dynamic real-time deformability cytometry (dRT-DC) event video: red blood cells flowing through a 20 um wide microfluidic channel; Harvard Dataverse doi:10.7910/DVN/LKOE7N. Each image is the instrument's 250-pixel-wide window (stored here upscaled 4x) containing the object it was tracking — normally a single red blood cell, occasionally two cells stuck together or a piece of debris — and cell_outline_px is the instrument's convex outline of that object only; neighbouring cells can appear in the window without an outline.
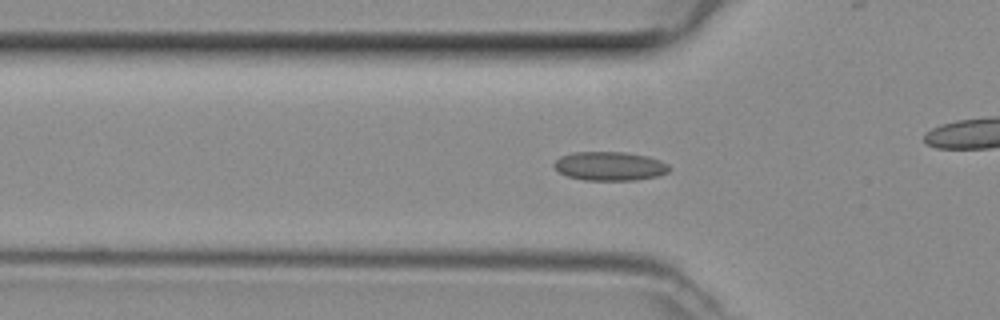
{"species": "common noctule bat (a hibernating species)", "species_latin": "Nyctalus noctula", "temperature_condition": "room temperature", "stored_images_in_passage": 35, "camera_frame_rate_fps": 3000, "um_per_image_px": 0.085, "animal": {"sex": "female", "body_mass_g": 29.2, "forearm_length_mm": 56.3}, "frame": {"image": 1, "passage_image": 2, "time_ms": 0.333, "image_size_px": [1000, 320], "cell_outline_px": [[672, 168], [668, 172], [656, 176], [636, 180], [584, 180], [568, 176], [560, 172], [552, 164], [560, 156], [572, 152], [624, 152], [648, 156], [660, 160], [668, 164]], "centroid_in_image_um": [51.84, 14.11], "position_along_channel_um": 74.0, "area_um2": 19.42}}
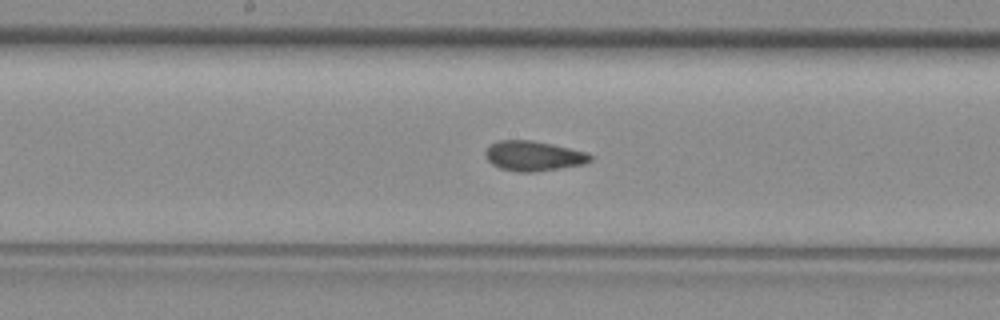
{"frame": {"image": 2, "passage_image": 11, "time_ms": 3.333, "image_size_px": [1000, 320], "cell_outline_px": [[592, 160], [584, 164], [560, 168], [532, 172], [516, 172], [500, 168], [492, 164], [484, 156], [484, 152], [492, 144], [500, 140], [532, 140], [552, 144], [588, 152], [592, 156]], "centroid_in_image_um": [45.35, 13.25], "position_along_channel_um": 202.8, "area_um2": 18.32}}
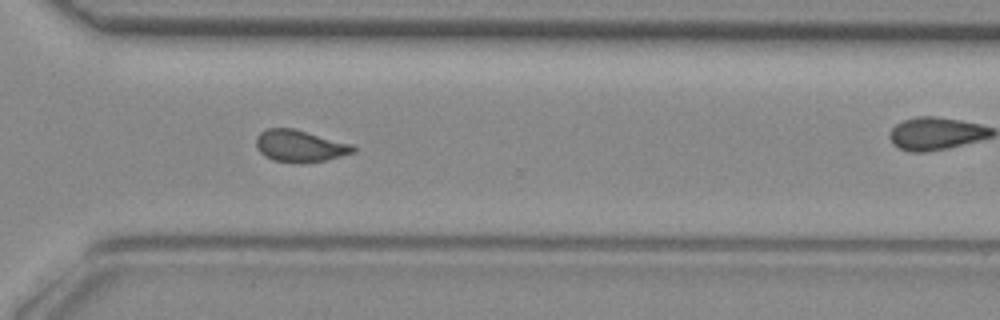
{"frame": {"image": 3, "passage_image": 21, "time_ms": 6.667, "image_size_px": [1000, 320], "cell_outline_px": [[356, 152], [324, 160], [300, 164], [292, 164], [272, 160], [264, 156], [256, 148], [256, 136], [260, 132], [268, 128], [292, 128], [352, 144], [356, 148]], "centroid_in_image_um": [25.45, 12.43], "position_along_channel_um": 345.1, "area_um2": 18.21}}